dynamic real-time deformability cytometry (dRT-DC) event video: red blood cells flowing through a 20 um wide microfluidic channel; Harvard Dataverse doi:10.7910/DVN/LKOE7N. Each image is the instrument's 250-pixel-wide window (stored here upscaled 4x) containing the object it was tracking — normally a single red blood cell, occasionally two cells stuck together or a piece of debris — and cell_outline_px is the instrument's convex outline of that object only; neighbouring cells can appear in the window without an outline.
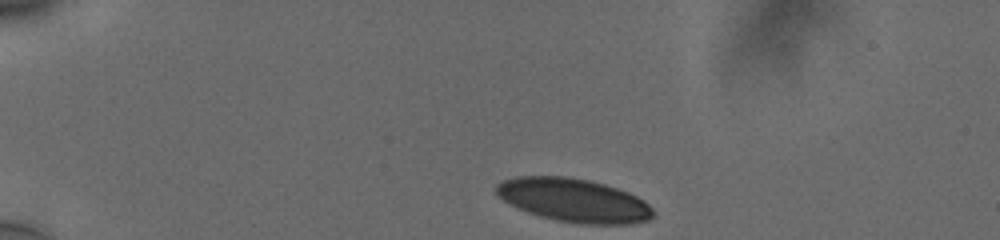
{"species": "human", "species_latin": "Homo sapiens", "temperature_condition": "cold", "stored_images_in_passage": 38, "camera_frame_rate_fps": 3000, "um_per_image_px": 0.085, "donor": {"sex": "male"}, "frame": {"image": 1, "passage_image": 1, "time_ms": 0.0, "image_size_px": [1000, 240], "cell_outline_px": [[656, 212], [648, 220], [628, 224], [576, 224], [556, 220], [540, 216], [528, 212], [504, 200], [496, 192], [496, 184], [504, 180], [516, 176], [568, 176], [588, 180], [604, 184], [628, 192], [644, 200]], "centroid_in_image_um": [48.8, 17.02], "position_along_channel_um": 36.2, "area_um2": 39.65}}
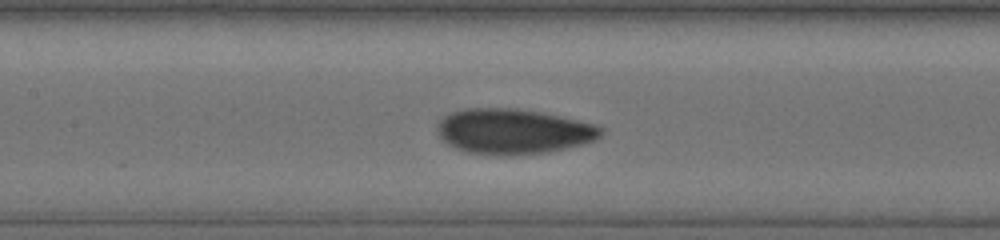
{"frame": {"image": 2, "passage_image": 17, "time_ms": 5.333, "image_size_px": [1000, 240], "cell_outline_px": [[604, 132], [596, 140], [584, 144], [568, 148], [548, 152], [516, 156], [496, 156], [468, 152], [456, 148], [448, 144], [440, 136], [436, 128], [440, 120], [444, 116], [452, 112], [464, 108], [516, 108], [540, 112], [560, 116], [592, 124], [604, 128]], "centroid_in_image_um": [43.64, 11.18], "position_along_channel_um": 163.8, "area_um2": 43.47}}
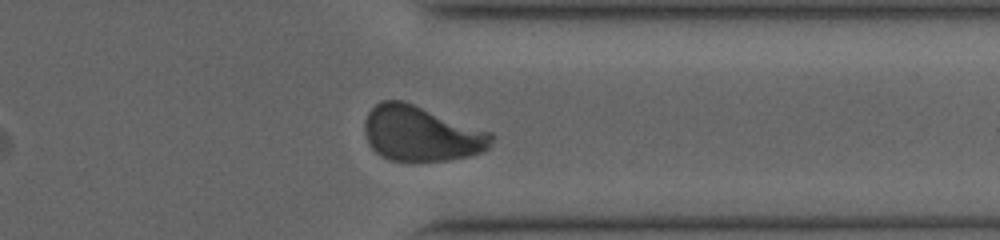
{"frame": {"image": 3, "passage_image": 34, "time_ms": 11.0, "image_size_px": [1000, 240], "cell_outline_px": [[496, 136], [492, 144], [484, 152], [468, 156], [448, 160], [392, 160], [380, 156], [368, 144], [364, 132], [364, 120], [368, 112], [380, 100], [404, 100], [492, 132]], "centroid_in_image_um": [35.81, 11.34], "position_along_channel_um": 375.6, "area_um2": 41.15}, "authors_computed_cell_mechanics": {"area_um2": 41.1825, "velocity_mm_per_s": 3.7436, "shape_relaxation_time_tau1_ms": 4.1201, "shape_relaxation_time_tau2_ms": 0.9294, "deformation_change_tau1": 0.1387, "deformation_change_tau2": 0.0539}}